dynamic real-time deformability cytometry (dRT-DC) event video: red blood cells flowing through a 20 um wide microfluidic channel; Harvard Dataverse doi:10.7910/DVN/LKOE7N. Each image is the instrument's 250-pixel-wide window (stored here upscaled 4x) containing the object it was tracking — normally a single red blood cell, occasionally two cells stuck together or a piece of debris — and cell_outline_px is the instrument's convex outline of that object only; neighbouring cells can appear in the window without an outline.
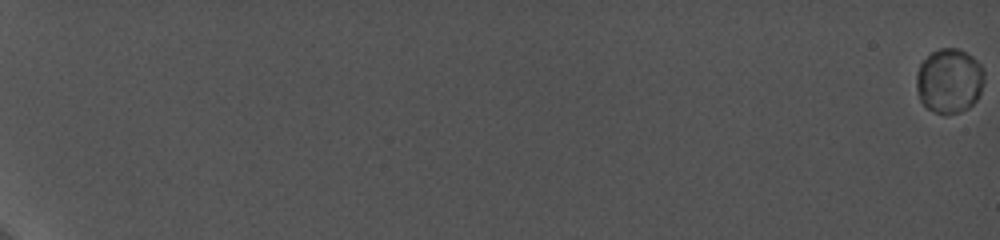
{"species": "common noctule bat (a hibernating species)", "species_latin": "Nyctalus noctula", "temperature_condition": "cold", "stored_images_in_passage": 39, "camera_frame_rate_fps": 5000, "um_per_image_px": 0.085, "animal": {"sex": "female", "body_mass_g": 19.0, "forearm_length_mm": 56.7}, "frame": {"image": 1, "passage_image": 1, "time_ms": 0.0, "image_size_px": [1000, 240], "cell_outline_px": [[984, 80], [980, 92], [976, 100], [968, 108], [960, 112], [936, 112], [928, 108], [920, 100], [916, 88], [916, 76], [920, 64], [932, 52], [940, 48], [956, 48], [972, 56], [980, 64], [984, 72]], "centroid_in_image_um": [80.69, 6.85], "position_along_channel_um": 4.3, "area_um2": 25.2}}
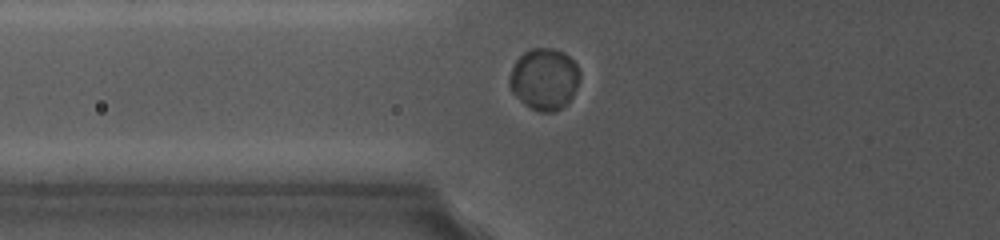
{"frame": {"image": 2, "passage_image": 19, "time_ms": 9.8, "image_size_px": [1000, 240], "cell_outline_px": [[580, 80], [572, 96], [560, 108], [552, 112], [540, 112], [524, 104], [512, 92], [508, 84], [508, 76], [516, 60], [524, 52], [532, 48], [552, 48], [564, 52], [576, 64], [580, 72]], "centroid_in_image_um": [46.24, 6.7], "position_along_channel_um": 79.6, "area_um2": 25.2}}
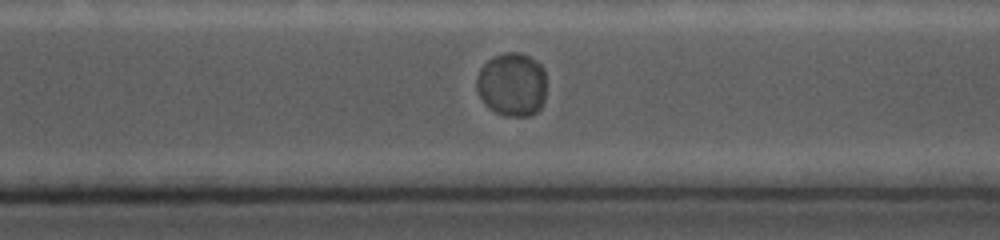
{"frame": {"image": 3, "passage_image": 34, "time_ms": 16.6, "image_size_px": [1000, 240], "cell_outline_px": [[544, 100], [540, 108], [536, 112], [528, 116], [504, 116], [488, 108], [484, 104], [476, 88], [476, 80], [480, 68], [492, 56], [508, 52], [520, 52], [528, 56], [540, 64], [544, 68]], "centroid_in_image_um": [43.5, 7.18], "position_along_channel_um": 327.1, "area_um2": 25.95}}